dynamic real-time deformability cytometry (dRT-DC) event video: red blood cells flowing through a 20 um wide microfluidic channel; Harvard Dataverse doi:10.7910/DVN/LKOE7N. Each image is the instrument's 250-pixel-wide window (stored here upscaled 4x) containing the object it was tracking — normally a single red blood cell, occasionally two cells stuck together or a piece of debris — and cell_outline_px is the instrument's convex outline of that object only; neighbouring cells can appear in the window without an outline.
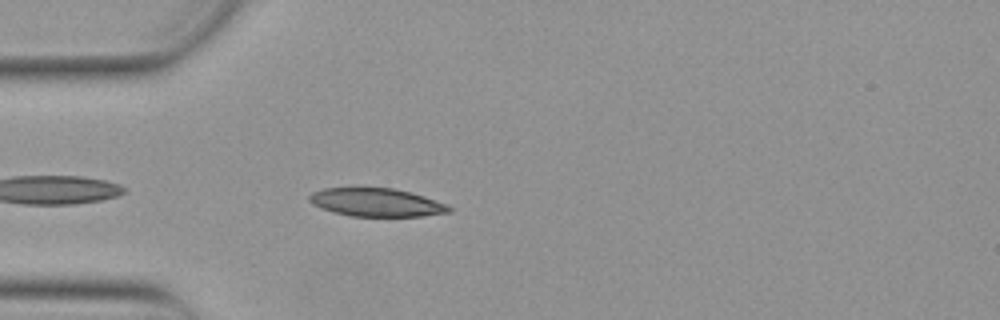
{"species": "Egyptian fruit bat (a non-hibernating species)", "species_latin": "Rousettus aegyptiacus", "temperature_condition": "warm", "stored_images_in_passage": 14, "camera_frame_rate_fps": 3000, "um_per_image_px": 0.085, "animal": {"sex": "female"}, "frame": {"image": 1, "passage_image": 3, "time_ms": 0.667, "image_size_px": [1000, 320], "cell_outline_px": [[452, 212], [420, 216], [352, 216], [332, 212], [320, 208], [312, 204], [308, 200], [308, 196], [312, 192], [324, 188], [392, 188], [412, 192], [448, 204], [452, 208]], "centroid_in_image_um": [32.0, 17.2], "position_along_channel_um": 53.0, "area_um2": 23.12}}
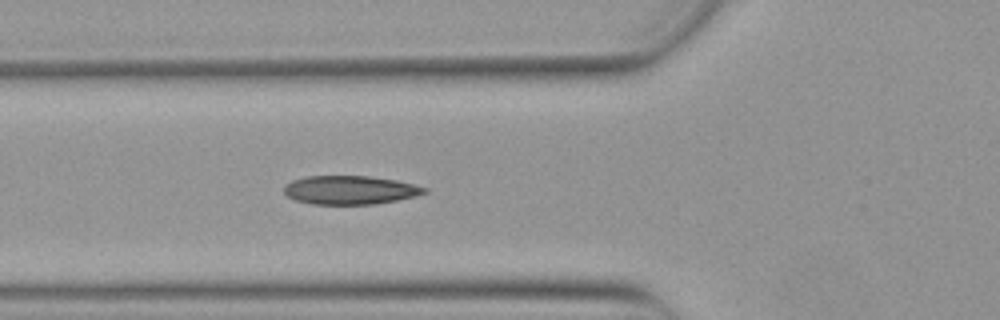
{"frame": {"image": 2, "passage_image": 7, "time_ms": 2.0, "image_size_px": [1000, 320], "cell_outline_px": [[428, 192], [416, 196], [376, 204], [312, 204], [296, 200], [288, 196], [284, 192], [284, 184], [292, 180], [304, 176], [368, 176], [396, 180], [428, 188]], "centroid_in_image_um": [29.74, 16.15], "position_along_channel_um": 96.1, "area_um2": 23.47}}